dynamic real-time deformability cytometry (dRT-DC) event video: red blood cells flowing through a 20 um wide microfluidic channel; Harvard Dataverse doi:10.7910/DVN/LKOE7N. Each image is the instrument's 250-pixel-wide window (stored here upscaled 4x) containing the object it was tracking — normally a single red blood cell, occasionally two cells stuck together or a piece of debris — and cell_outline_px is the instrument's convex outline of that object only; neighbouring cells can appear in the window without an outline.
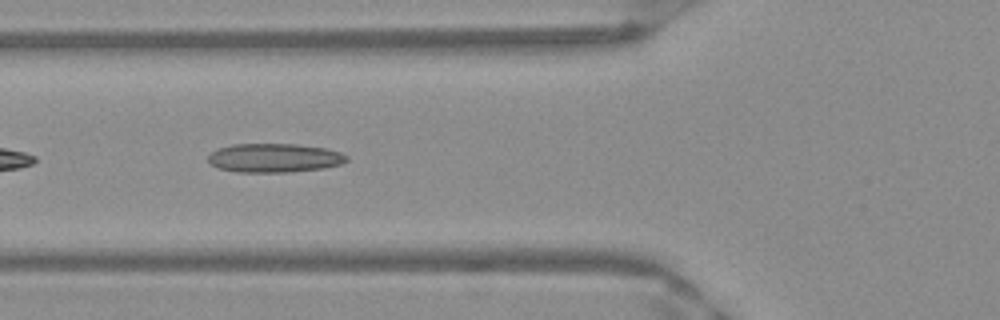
{"species": "Egyptian fruit bat (a non-hibernating species)", "species_latin": "Rousettus aegyptiacus", "temperature_condition": "warm", "stored_images_in_passage": 11, "camera_frame_rate_fps": 3000, "um_per_image_px": 0.085, "frame": {"image": 1, "passage_image": 5, "time_ms": 1.333, "image_size_px": [1000, 320], "cell_outline_px": [[348, 160], [340, 164], [324, 168], [288, 172], [236, 172], [216, 168], [208, 164], [208, 156], [212, 152], [220, 148], [232, 144], [296, 144], [328, 148], [340, 152], [348, 156]], "centroid_in_image_um": [23.3, 13.42], "position_along_channel_um": 102.5, "area_um2": 23.52}}
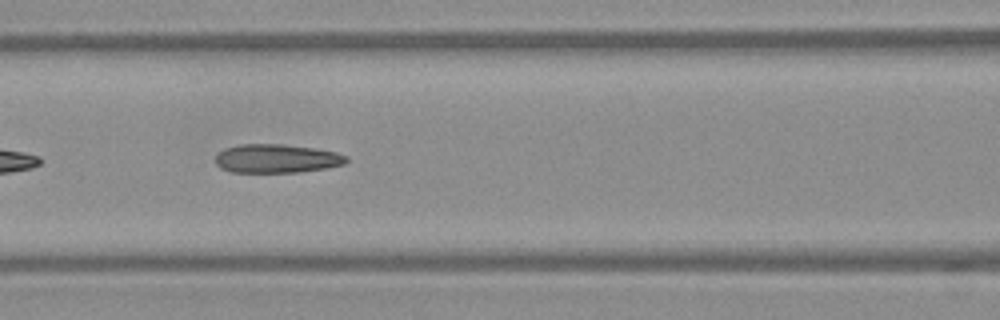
{"frame": {"image": 2, "passage_image": 8, "time_ms": 2.333, "image_size_px": [1000, 320], "cell_outline_px": [[348, 160], [344, 164], [328, 168], [300, 172], [232, 172], [220, 168], [216, 164], [216, 156], [224, 148], [240, 144], [284, 144], [312, 148], [336, 152], [348, 156]], "centroid_in_image_um": [23.53, 13.48], "position_along_channel_um": 143.1, "area_um2": 21.96}}